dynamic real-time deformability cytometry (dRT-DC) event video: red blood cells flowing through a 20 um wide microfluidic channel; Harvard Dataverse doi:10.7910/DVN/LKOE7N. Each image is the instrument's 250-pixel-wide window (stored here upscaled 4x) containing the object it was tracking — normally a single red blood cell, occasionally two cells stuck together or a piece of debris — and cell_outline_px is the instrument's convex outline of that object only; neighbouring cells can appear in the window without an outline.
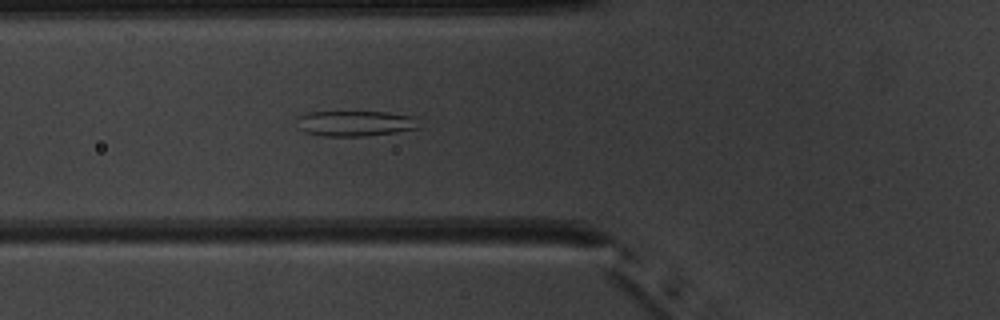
{"species": "common noctule bat (a hibernating species)", "species_latin": "Nyctalus noctula", "temperature_condition": "warm", "stored_images_in_passage": 40, "segment_of_instrument_passage": [1, 2], "camera_frame_rate_fps": 3000, "um_per_image_px": 0.085, "animal": {"sex": "male", "body_mass_g": 20.1, "forearm_length_mm": 53.5}, "frame": {"image": 1, "passage_image": 8, "time_ms": 2.333, "image_size_px": [1000, 320], "cell_outline_px": [[420, 128], [396, 132], [364, 136], [324, 136], [304, 132], [300, 128], [296, 116], [308, 112], [388, 112], [416, 116]], "centroid_in_image_um": [30.22, 10.48], "position_along_channel_um": 95.6, "area_um2": 18.26}}
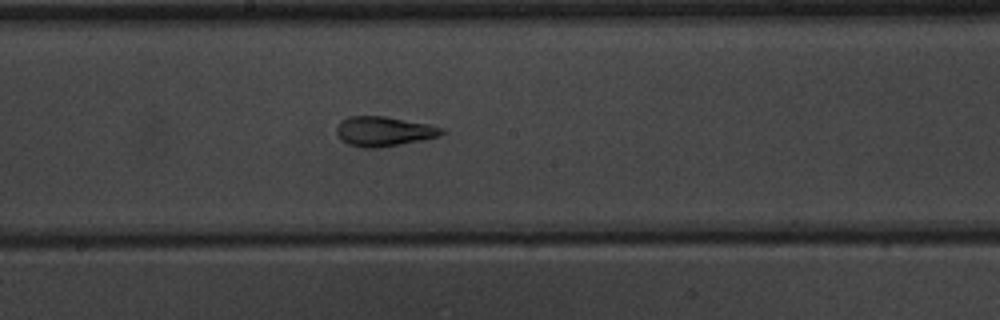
{"frame": {"image": 2, "passage_image": 17, "time_ms": 5.333, "image_size_px": [1000, 320], "cell_outline_px": [[448, 132], [440, 136], [424, 140], [376, 148], [360, 148], [348, 144], [340, 140], [336, 132], [336, 128], [340, 120], [348, 116], [388, 116], [428, 124], [444, 128]], "centroid_in_image_um": [32.63, 11.16], "position_along_channel_um": 215.6, "area_um2": 18.61}}
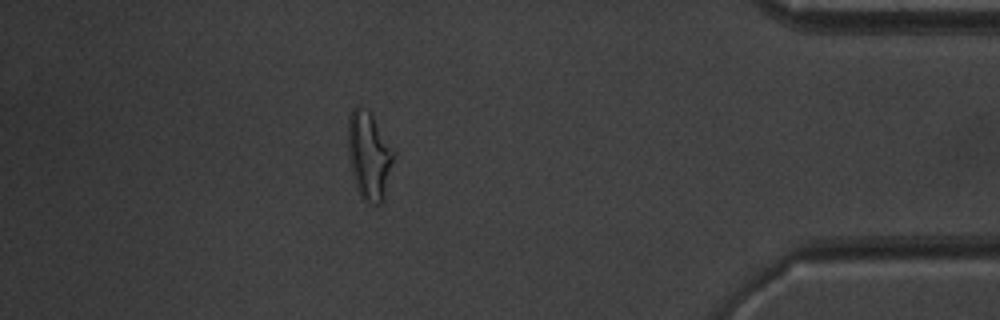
{"frame": {"image": 3, "passage_image": 34, "time_ms": 11.0, "image_size_px": [1000, 320], "cell_outline_px": [[396, 156], [384, 200], [380, 204], [372, 204], [364, 200], [360, 196], [352, 172], [348, 156], [348, 116], [352, 108], [356, 104], [368, 112], [372, 116], [396, 152]], "centroid_in_image_um": [31.39, 13.25], "position_along_channel_um": 403.8, "area_um2": 23.64}}